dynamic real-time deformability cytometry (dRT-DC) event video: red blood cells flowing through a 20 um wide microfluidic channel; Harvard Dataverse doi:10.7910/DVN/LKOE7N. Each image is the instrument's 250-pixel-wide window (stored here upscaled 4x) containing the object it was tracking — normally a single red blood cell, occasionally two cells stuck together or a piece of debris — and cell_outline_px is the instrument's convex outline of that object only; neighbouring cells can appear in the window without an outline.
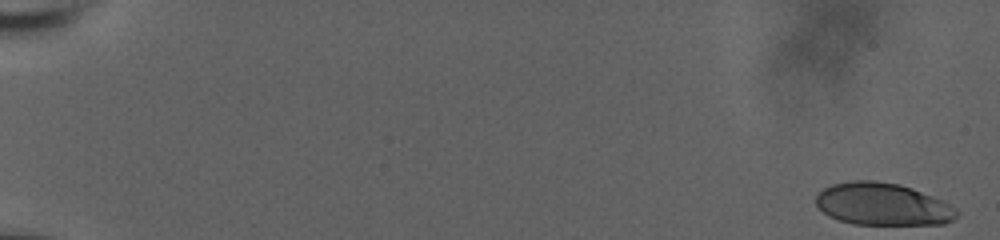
{"species": "human", "species_latin": "Homo sapiens", "temperature_condition": "room temperature", "stored_images_in_passage": 39, "camera_frame_rate_fps": 3000, "um_per_image_px": 0.085, "donor": {"sex": "male"}, "frame": {"image": 1, "passage_image": 1, "time_ms": 0.0, "image_size_px": [1000, 240], "cell_outline_px": [[960, 212], [952, 220], [944, 224], [852, 224], [828, 216], [816, 204], [816, 196], [824, 188], [832, 184], [852, 180], [876, 180], [900, 184], [912, 188], [932, 196], [956, 208]], "centroid_in_image_um": [75.02, 17.35], "position_along_channel_um": 10.0, "area_um2": 34.68}}
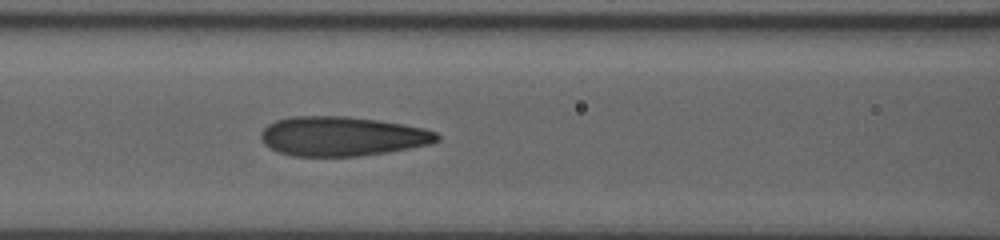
{"frame": {"image": 2, "passage_image": 23, "time_ms": 7.333, "image_size_px": [1000, 240], "cell_outline_px": [[440, 140], [432, 144], [388, 152], [360, 156], [292, 156], [280, 152], [264, 144], [260, 140], [260, 132], [268, 124], [276, 120], [292, 116], [348, 116], [404, 124], [424, 128], [436, 132], [440, 136]], "centroid_in_image_um": [29.09, 11.58], "position_along_channel_um": 137.5, "area_um2": 40.69}}
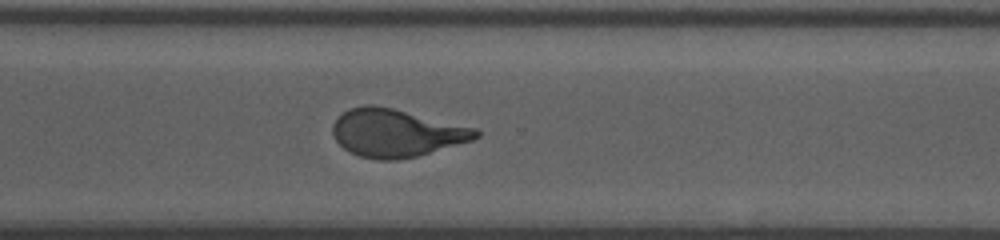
{"frame": {"image": 3, "passage_image": 39, "time_ms": 12.667, "image_size_px": [1000, 240], "cell_outline_px": [[480, 136], [472, 140], [416, 156], [396, 160], [380, 160], [360, 156], [344, 148], [336, 140], [332, 132], [332, 124], [348, 108], [364, 104], [372, 104], [392, 108], [476, 128], [480, 132]], "centroid_in_image_um": [33.66, 11.29], "position_along_channel_um": 336.9, "area_um2": 39.48}}